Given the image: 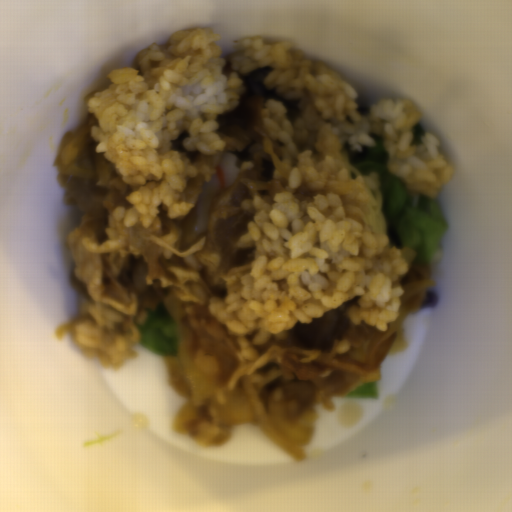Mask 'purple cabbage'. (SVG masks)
Masks as SVG:
<instances>
[{
  "label": "purple cabbage",
  "mask_w": 512,
  "mask_h": 512,
  "mask_svg": "<svg viewBox=\"0 0 512 512\" xmlns=\"http://www.w3.org/2000/svg\"><path fill=\"white\" fill-rule=\"evenodd\" d=\"M438 302H439V297H438L437 293L428 291L427 293H425V297L422 301L421 307H423L425 309V308L437 306Z\"/></svg>",
  "instance_id": "obj_1"
}]
</instances>
